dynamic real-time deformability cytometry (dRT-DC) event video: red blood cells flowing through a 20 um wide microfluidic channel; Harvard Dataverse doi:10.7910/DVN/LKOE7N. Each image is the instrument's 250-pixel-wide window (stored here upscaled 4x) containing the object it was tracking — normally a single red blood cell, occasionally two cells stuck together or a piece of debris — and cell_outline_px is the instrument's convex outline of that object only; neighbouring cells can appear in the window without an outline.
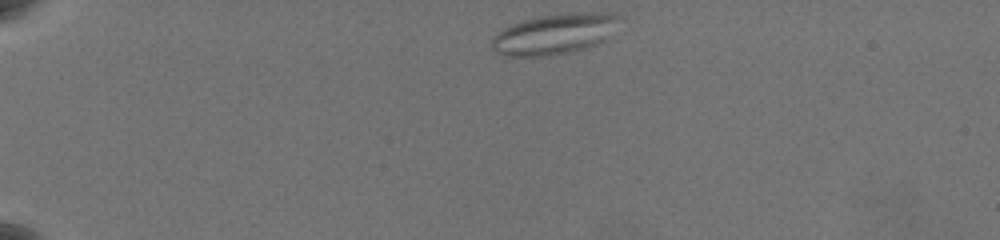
{"species": "common noctule bat (a hibernating species)", "species_latin": "Nyctalus noctula", "temperature_condition": "warm", "stored_images_in_passage": 46, "camera_frame_rate_fps": 3000, "um_per_image_px": 0.085, "animal": {"sex": "female", "body_mass_g": 19.5, "forearm_length_mm": 54.1}, "frame": {"image": 1, "passage_image": 1, "time_ms": 0.0, "image_size_px": [1000, 240], "cell_outline_px": [[624, 16], [604, 40], [596, 44], [584, 48], [548, 56], [504, 56], [496, 52], [488, 44], [492, 36], [496, 32], [512, 24], [524, 20], [540, 16], [580, 12], [616, 12]], "centroid_in_image_um": [47.12, 2.88], "position_along_channel_um": 37.9, "area_um2": 30.35}}
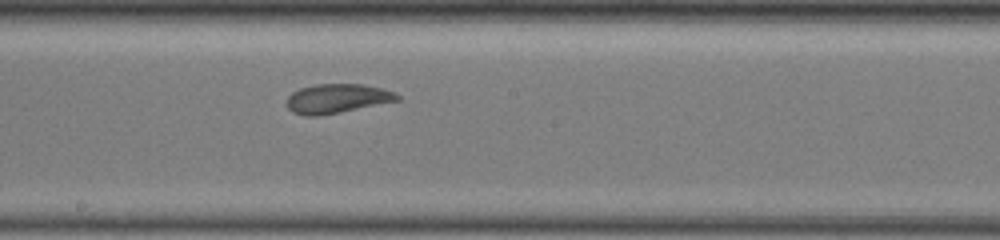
{"frame": {"image": 2, "passage_image": 23, "time_ms": 7.333, "image_size_px": [1000, 240], "cell_outline_px": [[400, 100], [320, 116], [304, 116], [292, 112], [284, 104], [288, 96], [292, 92], [300, 88], [316, 84], [360, 84], [380, 88], [396, 92], [400, 96]], "centroid_in_image_um": [28.6, 8.38], "position_along_channel_um": 219.6, "area_um2": 18.96}}
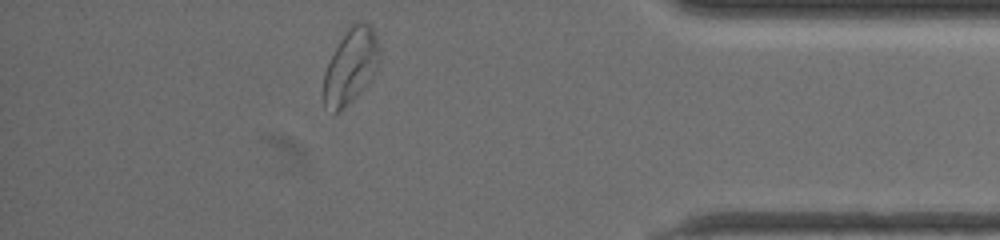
{"frame": {"image": 3, "passage_image": 41, "time_ms": 13.333, "image_size_px": [1000, 240], "cell_outline_px": [[380, 60], [372, 80], [340, 112], [332, 116], [324, 108], [324, 72], [340, 40], [348, 28], [352, 24], [372, 24], [380, 48]], "centroid_in_image_um": [29.82, 5.7], "position_along_channel_um": 405.4, "area_um2": 24.57}, "authors_computed_cell_mechanics": {"area_um2": 21.1837, "velocity_mm_per_s": 3.5499, "shape_relaxation_time_tau1_ms": 6.9658, "shape_relaxation_time_tau2_ms": 2.6286, "deformation_change_tau1": 0.1442, "deformation_change_tau2": 0.107}}